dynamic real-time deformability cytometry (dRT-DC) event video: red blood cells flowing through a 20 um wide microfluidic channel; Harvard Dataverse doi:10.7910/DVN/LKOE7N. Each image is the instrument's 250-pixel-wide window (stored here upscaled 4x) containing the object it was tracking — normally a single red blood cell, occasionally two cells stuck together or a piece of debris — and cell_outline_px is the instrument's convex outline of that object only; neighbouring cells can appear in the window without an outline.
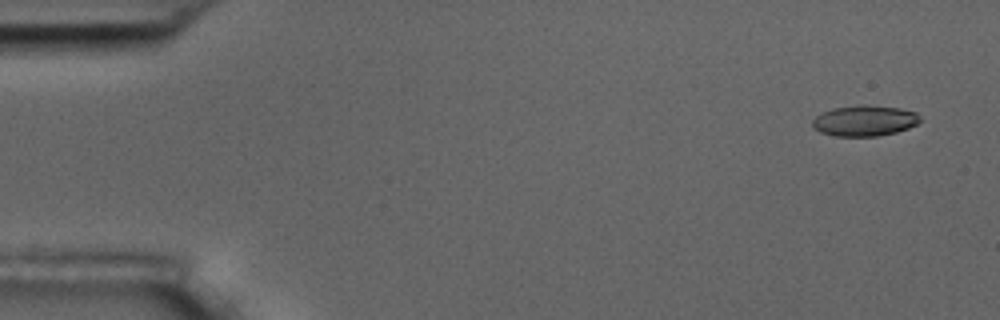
{"species": "common noctule bat (a hibernating species)", "species_latin": "Nyctalus noctula", "temperature_condition": "room temperature", "stored_images_in_passage": 10, "camera_frame_rate_fps": 3000, "um_per_image_px": 0.085, "animal": {"sex": "male", "body_mass_g": 17.5, "forearm_length_mm": 52.3}, "frame": {"image": 1, "passage_image": 1, "time_ms": 0.0, "image_size_px": [1000, 320], "cell_outline_px": [[920, 120], [916, 124], [908, 128], [896, 132], [876, 136], [836, 136], [820, 132], [812, 128], [812, 120], [816, 116], [832, 108], [860, 104], [864, 104], [900, 108], [916, 112], [920, 116]], "centroid_in_image_um": [73.47, 10.25], "position_along_channel_um": 11.5, "area_um2": 19.36}}
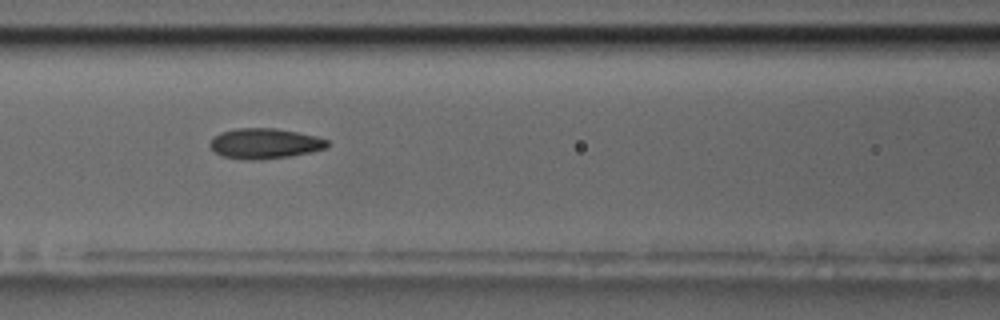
{"frame": {"image": 2, "passage_image": 7, "time_ms": 7.0, "image_size_px": [1000, 320], "cell_outline_px": [[328, 148], [288, 156], [256, 160], [244, 160], [220, 156], [208, 144], [212, 136], [220, 132], [236, 128], [276, 128], [316, 136], [328, 140]], "centroid_in_image_um": [22.45, 12.19], "position_along_channel_um": 144.2, "area_um2": 20.81}}
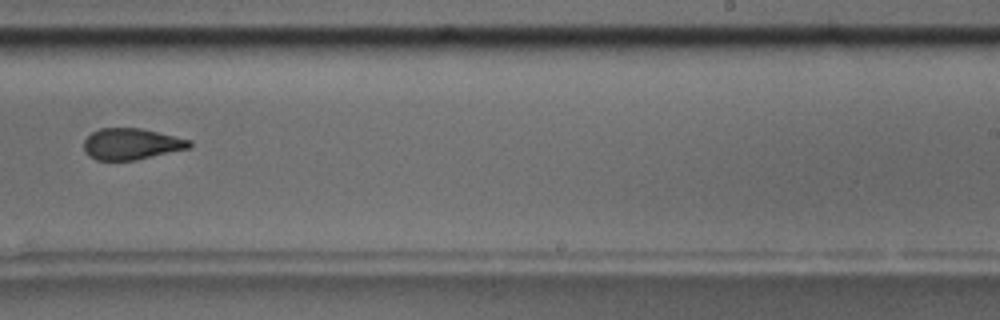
{"frame": {"image": 3, "passage_image": 10, "time_ms": 10.667, "image_size_px": [1000, 320], "cell_outline_px": [[192, 144], [188, 148], [136, 160], [96, 160], [88, 156], [84, 152], [84, 140], [92, 132], [100, 128], [140, 128], [192, 140]], "centroid_in_image_um": [11.13, 12.24], "position_along_channel_um": 277.9, "area_um2": 19.19}}